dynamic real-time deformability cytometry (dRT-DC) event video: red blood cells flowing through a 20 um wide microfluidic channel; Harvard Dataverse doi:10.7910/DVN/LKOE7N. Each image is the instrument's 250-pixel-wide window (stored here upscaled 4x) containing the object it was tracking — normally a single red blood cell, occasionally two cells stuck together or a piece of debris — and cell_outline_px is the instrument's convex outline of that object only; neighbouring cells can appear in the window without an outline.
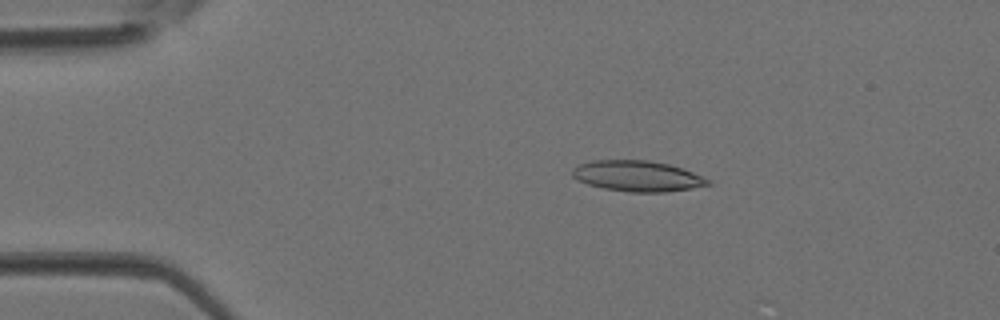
{"species": "Egyptian fruit bat (a non-hibernating species)", "species_latin": "Rousettus aegyptiacus", "temperature_condition": "room temperature", "stored_images_in_passage": 3, "camera_frame_rate_fps": 3000, "um_per_image_px": 0.085, "animal": {"sex": "female"}, "frame": {"image": 1, "passage_image": 2, "time_ms": 0.333, "image_size_px": [1000, 320], "cell_outline_px": [[712, 184], [692, 188], [664, 192], [628, 192], [604, 188], [588, 184], [576, 180], [572, 176], [572, 168], [580, 164], [592, 160], [648, 160], [668, 164], [692, 172], [712, 180]], "centroid_in_image_um": [54.17, 14.96], "position_along_channel_um": 30.8, "area_um2": 24.28}}